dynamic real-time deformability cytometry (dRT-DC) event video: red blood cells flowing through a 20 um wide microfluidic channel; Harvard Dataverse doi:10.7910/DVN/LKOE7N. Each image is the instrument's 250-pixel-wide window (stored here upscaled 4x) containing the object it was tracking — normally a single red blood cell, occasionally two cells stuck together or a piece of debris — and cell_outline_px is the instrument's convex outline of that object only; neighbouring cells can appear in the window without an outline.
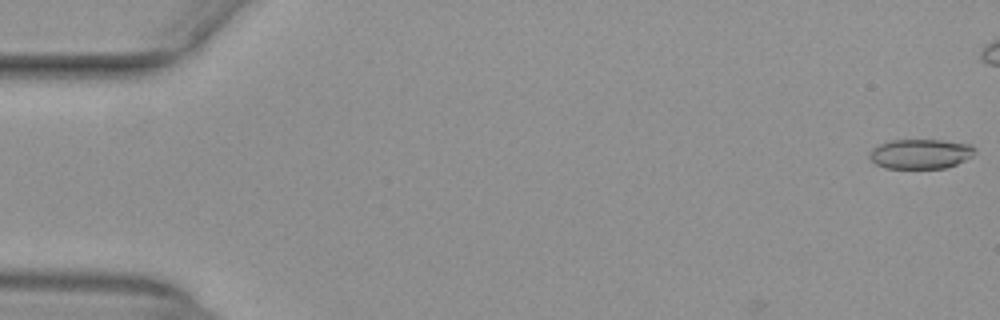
{"species": "common noctule bat (a hibernating species)", "species_latin": "Nyctalus noctula", "temperature_condition": "warm", "stored_images_in_passage": 4, "camera_frame_rate_fps": 3000, "um_per_image_px": 0.085, "animal": {"sex": "female", "body_mass_g": 29.2, "forearm_length_mm": 56.3}, "frame": {"image": 1, "passage_image": 1, "time_ms": 0.0, "image_size_px": [1000, 320], "cell_outline_px": [[976, 152], [972, 156], [956, 164], [944, 168], [884, 168], [876, 164], [868, 156], [872, 148], [880, 144], [892, 140], [944, 140], [972, 144], [976, 148]], "centroid_in_image_um": [78.27, 13.07], "position_along_channel_um": 6.7, "area_um2": 18.32}}